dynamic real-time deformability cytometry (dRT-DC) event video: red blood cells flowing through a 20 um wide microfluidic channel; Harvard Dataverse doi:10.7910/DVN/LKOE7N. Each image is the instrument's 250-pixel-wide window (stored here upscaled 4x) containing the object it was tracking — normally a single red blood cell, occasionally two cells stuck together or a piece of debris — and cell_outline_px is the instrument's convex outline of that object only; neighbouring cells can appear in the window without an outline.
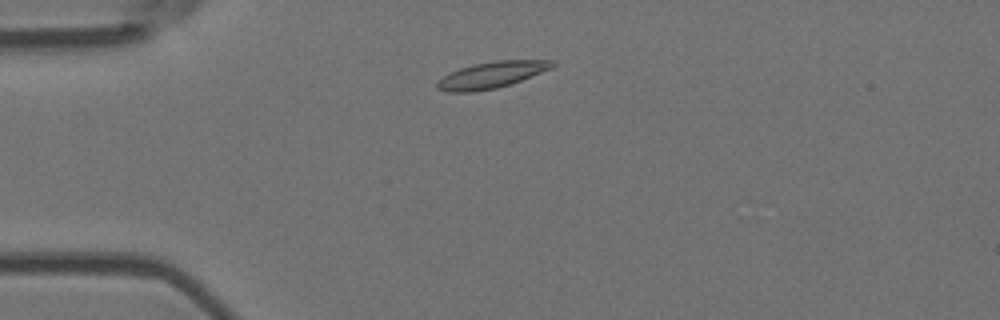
{"species": "Egyptian fruit bat (a non-hibernating species)", "species_latin": "Rousettus aegyptiacus", "temperature_condition": "room temperature", "stored_images_in_passage": 6, "camera_frame_rate_fps": 3000, "um_per_image_px": 0.085, "animal": {"sex": "female"}, "frame": {"image": 1, "passage_image": 2, "time_ms": 0.333, "image_size_px": [1000, 320], "cell_outline_px": [[556, 64], [552, 68], [520, 80], [496, 88], [472, 92], [444, 92], [436, 88], [436, 84], [444, 76], [460, 68], [472, 64], [496, 60], [556, 60]], "centroid_in_image_um": [41.78, 6.36], "position_along_channel_um": 43.2, "area_um2": 17.57}}
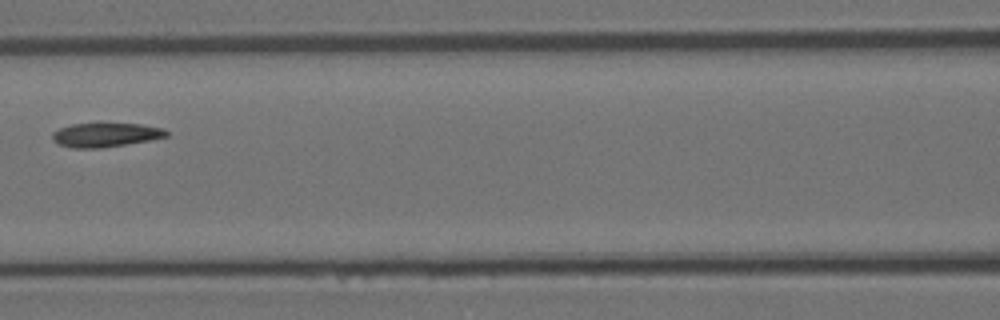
{"frame": {"image": 2, "passage_image": 5, "time_ms": 1.333, "image_size_px": [1000, 320], "cell_outline_px": [[168, 136], [148, 140], [100, 148], [72, 148], [60, 144], [52, 140], [52, 132], [60, 128], [72, 124], [96, 120], [100, 120], [140, 124], [164, 128], [168, 132]], "centroid_in_image_um": [8.94, 11.4], "position_along_channel_um": 157.7, "area_um2": 16.76}}
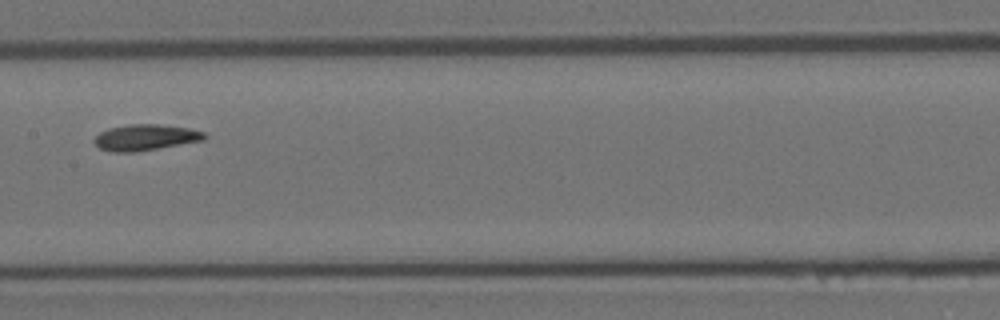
{"frame": {"image": 3, "passage_image": 6, "time_ms": 1.667, "image_size_px": [1000, 320], "cell_outline_px": [[208, 136], [204, 140], [136, 152], [112, 152], [100, 148], [92, 140], [100, 132], [108, 128], [128, 124], [160, 124], [188, 128], [204, 132]], "centroid_in_image_um": [12.35, 11.67], "position_along_channel_um": 195.0, "area_um2": 16.76}}